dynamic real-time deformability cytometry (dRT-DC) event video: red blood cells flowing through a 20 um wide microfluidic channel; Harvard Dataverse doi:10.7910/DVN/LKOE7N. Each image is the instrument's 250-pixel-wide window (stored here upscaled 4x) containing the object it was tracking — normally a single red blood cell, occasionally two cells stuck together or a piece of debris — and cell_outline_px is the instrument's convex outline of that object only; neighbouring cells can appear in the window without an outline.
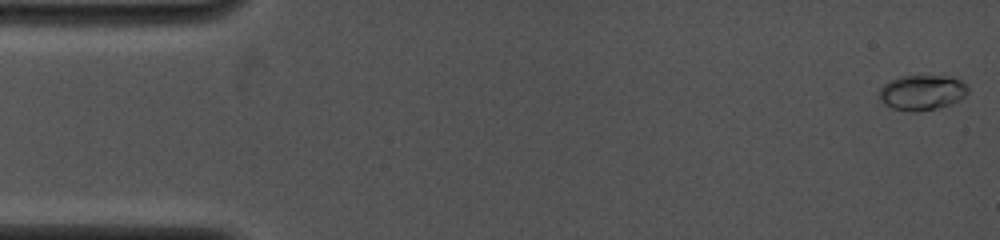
{"species": "common noctule bat (a hibernating species)", "species_latin": "Nyctalus noctula", "temperature_condition": "cold", "stored_images_in_passage": 60, "camera_frame_rate_fps": 4000, "um_per_image_px": 0.085, "animal": {"sex": "female", "body_mass_g": 19.0, "forearm_length_mm": 53.3}, "frame": {"image": 1, "passage_image": 1, "time_ms": 0.0, "image_size_px": [1000, 240], "cell_outline_px": [[968, 92], [960, 100], [952, 104], [936, 108], [916, 112], [912, 112], [892, 108], [884, 104], [880, 100], [876, 92], [888, 80], [900, 76], [952, 76], [960, 80], [968, 88]], "centroid_in_image_um": [78.33, 7.86], "position_along_channel_um": 6.7, "area_um2": 18.44}}
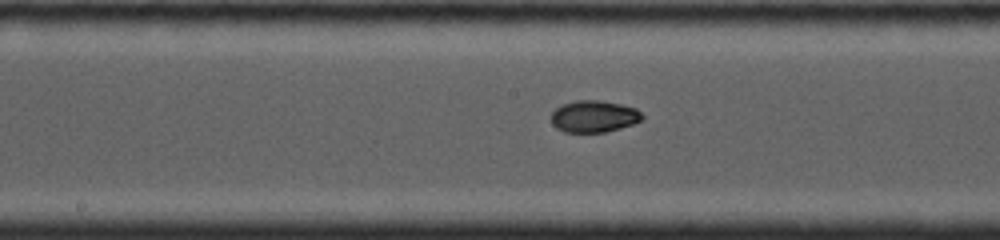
{"frame": {"image": 2, "passage_image": 30, "time_ms": 7.75, "image_size_px": [1000, 240], "cell_outline_px": [[644, 120], [620, 128], [604, 132], [564, 132], [556, 128], [552, 124], [552, 112], [556, 108], [564, 104], [576, 100], [600, 100], [620, 104], [636, 108], [644, 116]], "centroid_in_image_um": [50.5, 9.89], "position_along_channel_um": 197.7, "area_um2": 16.88}}
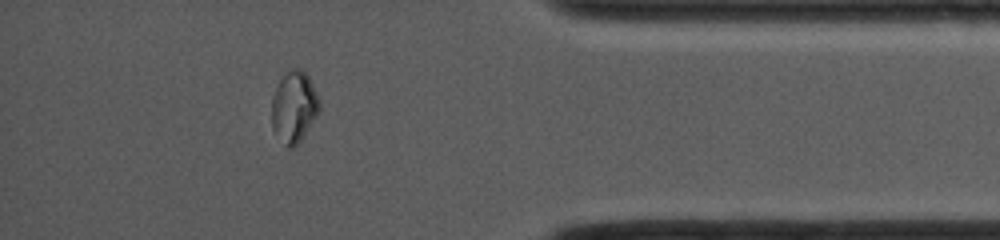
{"frame": {"image": 3, "passage_image": 52, "time_ms": 13.25, "image_size_px": [1000, 240], "cell_outline_px": [[320, 108], [316, 116], [300, 140], [292, 148], [288, 148], [284, 144], [272, 128], [272, 96], [280, 80], [288, 68], [300, 68], [308, 76], [320, 100]], "centroid_in_image_um": [24.98, 9.05], "position_along_channel_um": 410.2, "area_um2": 19.59}, "authors_computed_cell_mechanics": {"area_um2": 16.9932, "velocity_mm_per_s": 4.1613, "shape_relaxation_time_tau1_ms": null, "shape_relaxation_time_tau2_ms": 1.3109, "deformation_change_tau1": null, "deformation_change_tau2": 0.0318}}